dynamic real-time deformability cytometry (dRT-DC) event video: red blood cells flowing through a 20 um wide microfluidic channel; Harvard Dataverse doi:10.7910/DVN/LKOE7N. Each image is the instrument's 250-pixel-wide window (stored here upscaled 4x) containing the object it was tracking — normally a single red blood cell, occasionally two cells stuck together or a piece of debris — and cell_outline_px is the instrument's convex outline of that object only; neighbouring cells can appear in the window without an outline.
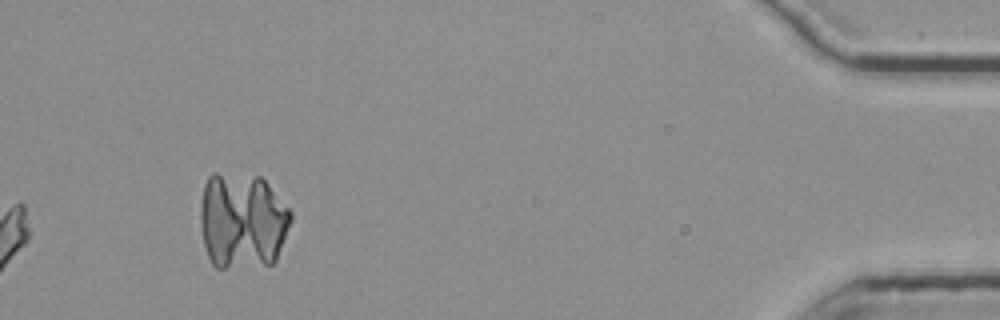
{"species": "common noctule bat (a hibernating species)", "species_latin": "Nyctalus noctula", "temperature_condition": "room temperature", "stored_images_in_passage": 49, "camera_frame_rate_fps": 3000, "um_per_image_px": 0.085, "animal": {"sex": "female", "body_mass_g": 25.1}, "frame": {"image": 1, "passage_image": 49, "time_ms": 16.0, "image_size_px": [1000, 320], "cell_outline_px": [[292, 220], [276, 260], [272, 264], [224, 268], [216, 268], [212, 264], [208, 256], [204, 244], [200, 224], [200, 208], [204, 184], [208, 176], [212, 172], [216, 172], [260, 176], [268, 184], [292, 212]], "centroid_in_image_um": [20.59, 18.76], "position_along_channel_um": 414.6, "area_um2": 51.33}}